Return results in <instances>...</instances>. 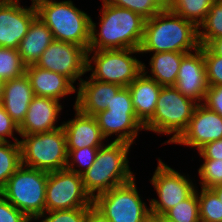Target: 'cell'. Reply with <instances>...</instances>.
Instances as JSON below:
<instances>
[{
    "label": "cell",
    "instance_id": "obj_40",
    "mask_svg": "<svg viewBox=\"0 0 222 222\" xmlns=\"http://www.w3.org/2000/svg\"><path fill=\"white\" fill-rule=\"evenodd\" d=\"M198 152L203 159L222 160V139L205 144Z\"/></svg>",
    "mask_w": 222,
    "mask_h": 222
},
{
    "label": "cell",
    "instance_id": "obj_47",
    "mask_svg": "<svg viewBox=\"0 0 222 222\" xmlns=\"http://www.w3.org/2000/svg\"><path fill=\"white\" fill-rule=\"evenodd\" d=\"M3 91H4V81L0 80V105L2 103Z\"/></svg>",
    "mask_w": 222,
    "mask_h": 222
},
{
    "label": "cell",
    "instance_id": "obj_33",
    "mask_svg": "<svg viewBox=\"0 0 222 222\" xmlns=\"http://www.w3.org/2000/svg\"><path fill=\"white\" fill-rule=\"evenodd\" d=\"M204 162L198 168L200 184L202 188L212 189L222 184V160L203 159Z\"/></svg>",
    "mask_w": 222,
    "mask_h": 222
},
{
    "label": "cell",
    "instance_id": "obj_37",
    "mask_svg": "<svg viewBox=\"0 0 222 222\" xmlns=\"http://www.w3.org/2000/svg\"><path fill=\"white\" fill-rule=\"evenodd\" d=\"M106 110L112 111H135L132 97L128 87H122L112 98Z\"/></svg>",
    "mask_w": 222,
    "mask_h": 222
},
{
    "label": "cell",
    "instance_id": "obj_45",
    "mask_svg": "<svg viewBox=\"0 0 222 222\" xmlns=\"http://www.w3.org/2000/svg\"><path fill=\"white\" fill-rule=\"evenodd\" d=\"M163 8H168L173 0H156Z\"/></svg>",
    "mask_w": 222,
    "mask_h": 222
},
{
    "label": "cell",
    "instance_id": "obj_13",
    "mask_svg": "<svg viewBox=\"0 0 222 222\" xmlns=\"http://www.w3.org/2000/svg\"><path fill=\"white\" fill-rule=\"evenodd\" d=\"M32 1L30 7L20 5V0H0V47L17 49L37 17Z\"/></svg>",
    "mask_w": 222,
    "mask_h": 222
},
{
    "label": "cell",
    "instance_id": "obj_5",
    "mask_svg": "<svg viewBox=\"0 0 222 222\" xmlns=\"http://www.w3.org/2000/svg\"><path fill=\"white\" fill-rule=\"evenodd\" d=\"M48 172L21 165L8 179L0 194L31 221L46 211Z\"/></svg>",
    "mask_w": 222,
    "mask_h": 222
},
{
    "label": "cell",
    "instance_id": "obj_18",
    "mask_svg": "<svg viewBox=\"0 0 222 222\" xmlns=\"http://www.w3.org/2000/svg\"><path fill=\"white\" fill-rule=\"evenodd\" d=\"M89 78L88 81H80L73 106L86 115L95 116L106 110L108 103L122 86Z\"/></svg>",
    "mask_w": 222,
    "mask_h": 222
},
{
    "label": "cell",
    "instance_id": "obj_10",
    "mask_svg": "<svg viewBox=\"0 0 222 222\" xmlns=\"http://www.w3.org/2000/svg\"><path fill=\"white\" fill-rule=\"evenodd\" d=\"M155 188L158 199H149L150 214L164 215L178 203L186 200L195 191L194 183L177 172L159 158L158 166L150 180Z\"/></svg>",
    "mask_w": 222,
    "mask_h": 222
},
{
    "label": "cell",
    "instance_id": "obj_25",
    "mask_svg": "<svg viewBox=\"0 0 222 222\" xmlns=\"http://www.w3.org/2000/svg\"><path fill=\"white\" fill-rule=\"evenodd\" d=\"M216 0H173L168 7L170 11L197 27L205 20L211 6Z\"/></svg>",
    "mask_w": 222,
    "mask_h": 222
},
{
    "label": "cell",
    "instance_id": "obj_2",
    "mask_svg": "<svg viewBox=\"0 0 222 222\" xmlns=\"http://www.w3.org/2000/svg\"><path fill=\"white\" fill-rule=\"evenodd\" d=\"M199 47L198 27L168 8L145 20L140 53H191Z\"/></svg>",
    "mask_w": 222,
    "mask_h": 222
},
{
    "label": "cell",
    "instance_id": "obj_3",
    "mask_svg": "<svg viewBox=\"0 0 222 222\" xmlns=\"http://www.w3.org/2000/svg\"><path fill=\"white\" fill-rule=\"evenodd\" d=\"M130 147L127 142L114 140L99 147L93 165L82 174L84 188L92 199L135 178L129 167Z\"/></svg>",
    "mask_w": 222,
    "mask_h": 222
},
{
    "label": "cell",
    "instance_id": "obj_11",
    "mask_svg": "<svg viewBox=\"0 0 222 222\" xmlns=\"http://www.w3.org/2000/svg\"><path fill=\"white\" fill-rule=\"evenodd\" d=\"M46 211L88 208L93 199L84 188L82 175L67 169L48 173Z\"/></svg>",
    "mask_w": 222,
    "mask_h": 222
},
{
    "label": "cell",
    "instance_id": "obj_41",
    "mask_svg": "<svg viewBox=\"0 0 222 222\" xmlns=\"http://www.w3.org/2000/svg\"><path fill=\"white\" fill-rule=\"evenodd\" d=\"M85 222H110L93 204L88 207Z\"/></svg>",
    "mask_w": 222,
    "mask_h": 222
},
{
    "label": "cell",
    "instance_id": "obj_6",
    "mask_svg": "<svg viewBox=\"0 0 222 222\" xmlns=\"http://www.w3.org/2000/svg\"><path fill=\"white\" fill-rule=\"evenodd\" d=\"M198 103L183 96L174 86H162L155 113L144 125V131L172 135L165 143L175 142L185 131Z\"/></svg>",
    "mask_w": 222,
    "mask_h": 222
},
{
    "label": "cell",
    "instance_id": "obj_23",
    "mask_svg": "<svg viewBox=\"0 0 222 222\" xmlns=\"http://www.w3.org/2000/svg\"><path fill=\"white\" fill-rule=\"evenodd\" d=\"M54 38L48 26L37 16L29 26L27 34L17 48L26 66L36 64L41 54L53 42Z\"/></svg>",
    "mask_w": 222,
    "mask_h": 222
},
{
    "label": "cell",
    "instance_id": "obj_39",
    "mask_svg": "<svg viewBox=\"0 0 222 222\" xmlns=\"http://www.w3.org/2000/svg\"><path fill=\"white\" fill-rule=\"evenodd\" d=\"M203 105L222 116V85L208 87Z\"/></svg>",
    "mask_w": 222,
    "mask_h": 222
},
{
    "label": "cell",
    "instance_id": "obj_30",
    "mask_svg": "<svg viewBox=\"0 0 222 222\" xmlns=\"http://www.w3.org/2000/svg\"><path fill=\"white\" fill-rule=\"evenodd\" d=\"M164 215L177 222H201L197 189L190 197L175 205Z\"/></svg>",
    "mask_w": 222,
    "mask_h": 222
},
{
    "label": "cell",
    "instance_id": "obj_28",
    "mask_svg": "<svg viewBox=\"0 0 222 222\" xmlns=\"http://www.w3.org/2000/svg\"><path fill=\"white\" fill-rule=\"evenodd\" d=\"M197 191L201 222H222V203L212 189ZM200 194V195H199Z\"/></svg>",
    "mask_w": 222,
    "mask_h": 222
},
{
    "label": "cell",
    "instance_id": "obj_27",
    "mask_svg": "<svg viewBox=\"0 0 222 222\" xmlns=\"http://www.w3.org/2000/svg\"><path fill=\"white\" fill-rule=\"evenodd\" d=\"M219 37H222V1L216 0L205 20L198 26L199 45L208 46Z\"/></svg>",
    "mask_w": 222,
    "mask_h": 222
},
{
    "label": "cell",
    "instance_id": "obj_9",
    "mask_svg": "<svg viewBox=\"0 0 222 222\" xmlns=\"http://www.w3.org/2000/svg\"><path fill=\"white\" fill-rule=\"evenodd\" d=\"M135 178L123 185L95 196L93 206L110 222H143L150 207L139 196Z\"/></svg>",
    "mask_w": 222,
    "mask_h": 222
},
{
    "label": "cell",
    "instance_id": "obj_16",
    "mask_svg": "<svg viewBox=\"0 0 222 222\" xmlns=\"http://www.w3.org/2000/svg\"><path fill=\"white\" fill-rule=\"evenodd\" d=\"M58 100L49 97L34 96L29 104L26 116L19 126V136L49 132L63 126H56L62 105Z\"/></svg>",
    "mask_w": 222,
    "mask_h": 222
},
{
    "label": "cell",
    "instance_id": "obj_43",
    "mask_svg": "<svg viewBox=\"0 0 222 222\" xmlns=\"http://www.w3.org/2000/svg\"><path fill=\"white\" fill-rule=\"evenodd\" d=\"M212 190L216 193V195L218 196L220 202L222 203V184L213 187Z\"/></svg>",
    "mask_w": 222,
    "mask_h": 222
},
{
    "label": "cell",
    "instance_id": "obj_15",
    "mask_svg": "<svg viewBox=\"0 0 222 222\" xmlns=\"http://www.w3.org/2000/svg\"><path fill=\"white\" fill-rule=\"evenodd\" d=\"M222 139V116L198 104L185 131L173 142L199 150L205 144Z\"/></svg>",
    "mask_w": 222,
    "mask_h": 222
},
{
    "label": "cell",
    "instance_id": "obj_24",
    "mask_svg": "<svg viewBox=\"0 0 222 222\" xmlns=\"http://www.w3.org/2000/svg\"><path fill=\"white\" fill-rule=\"evenodd\" d=\"M186 54L168 51L153 53L149 61L152 75L147 76L154 79L161 86H173L177 80L181 60Z\"/></svg>",
    "mask_w": 222,
    "mask_h": 222
},
{
    "label": "cell",
    "instance_id": "obj_38",
    "mask_svg": "<svg viewBox=\"0 0 222 222\" xmlns=\"http://www.w3.org/2000/svg\"><path fill=\"white\" fill-rule=\"evenodd\" d=\"M14 132L20 134L19 126L13 121L6 110L0 105V141H9L7 138L10 137L13 138L14 142L20 141L13 136Z\"/></svg>",
    "mask_w": 222,
    "mask_h": 222
},
{
    "label": "cell",
    "instance_id": "obj_21",
    "mask_svg": "<svg viewBox=\"0 0 222 222\" xmlns=\"http://www.w3.org/2000/svg\"><path fill=\"white\" fill-rule=\"evenodd\" d=\"M33 93L35 96L49 97L60 101L68 94L76 92L74 83L66 76L45 70L35 64L26 66Z\"/></svg>",
    "mask_w": 222,
    "mask_h": 222
},
{
    "label": "cell",
    "instance_id": "obj_26",
    "mask_svg": "<svg viewBox=\"0 0 222 222\" xmlns=\"http://www.w3.org/2000/svg\"><path fill=\"white\" fill-rule=\"evenodd\" d=\"M21 166L20 142L0 141V191Z\"/></svg>",
    "mask_w": 222,
    "mask_h": 222
},
{
    "label": "cell",
    "instance_id": "obj_32",
    "mask_svg": "<svg viewBox=\"0 0 222 222\" xmlns=\"http://www.w3.org/2000/svg\"><path fill=\"white\" fill-rule=\"evenodd\" d=\"M116 7L129 9L143 18H152L164 8L156 0H105Z\"/></svg>",
    "mask_w": 222,
    "mask_h": 222
},
{
    "label": "cell",
    "instance_id": "obj_42",
    "mask_svg": "<svg viewBox=\"0 0 222 222\" xmlns=\"http://www.w3.org/2000/svg\"><path fill=\"white\" fill-rule=\"evenodd\" d=\"M208 47L217 55L222 56V37L213 40Z\"/></svg>",
    "mask_w": 222,
    "mask_h": 222
},
{
    "label": "cell",
    "instance_id": "obj_34",
    "mask_svg": "<svg viewBox=\"0 0 222 222\" xmlns=\"http://www.w3.org/2000/svg\"><path fill=\"white\" fill-rule=\"evenodd\" d=\"M204 62L208 86L222 85V56L204 46Z\"/></svg>",
    "mask_w": 222,
    "mask_h": 222
},
{
    "label": "cell",
    "instance_id": "obj_46",
    "mask_svg": "<svg viewBox=\"0 0 222 222\" xmlns=\"http://www.w3.org/2000/svg\"><path fill=\"white\" fill-rule=\"evenodd\" d=\"M160 222H177L172 219L167 218L165 215H159Z\"/></svg>",
    "mask_w": 222,
    "mask_h": 222
},
{
    "label": "cell",
    "instance_id": "obj_29",
    "mask_svg": "<svg viewBox=\"0 0 222 222\" xmlns=\"http://www.w3.org/2000/svg\"><path fill=\"white\" fill-rule=\"evenodd\" d=\"M23 63L17 49L0 47V80L6 81L25 74Z\"/></svg>",
    "mask_w": 222,
    "mask_h": 222
},
{
    "label": "cell",
    "instance_id": "obj_36",
    "mask_svg": "<svg viewBox=\"0 0 222 222\" xmlns=\"http://www.w3.org/2000/svg\"><path fill=\"white\" fill-rule=\"evenodd\" d=\"M23 212L14 207L0 194V222H29Z\"/></svg>",
    "mask_w": 222,
    "mask_h": 222
},
{
    "label": "cell",
    "instance_id": "obj_22",
    "mask_svg": "<svg viewBox=\"0 0 222 222\" xmlns=\"http://www.w3.org/2000/svg\"><path fill=\"white\" fill-rule=\"evenodd\" d=\"M34 96L31 82L25 73L18 78L4 81L1 106L20 126Z\"/></svg>",
    "mask_w": 222,
    "mask_h": 222
},
{
    "label": "cell",
    "instance_id": "obj_12",
    "mask_svg": "<svg viewBox=\"0 0 222 222\" xmlns=\"http://www.w3.org/2000/svg\"><path fill=\"white\" fill-rule=\"evenodd\" d=\"M36 66L62 74L73 83L87 72V50L77 44L53 40L41 54Z\"/></svg>",
    "mask_w": 222,
    "mask_h": 222
},
{
    "label": "cell",
    "instance_id": "obj_1",
    "mask_svg": "<svg viewBox=\"0 0 222 222\" xmlns=\"http://www.w3.org/2000/svg\"><path fill=\"white\" fill-rule=\"evenodd\" d=\"M100 32L91 19L88 50L139 49L144 32L145 18L129 9L111 5L102 0Z\"/></svg>",
    "mask_w": 222,
    "mask_h": 222
},
{
    "label": "cell",
    "instance_id": "obj_20",
    "mask_svg": "<svg viewBox=\"0 0 222 222\" xmlns=\"http://www.w3.org/2000/svg\"><path fill=\"white\" fill-rule=\"evenodd\" d=\"M146 65L142 63V73L127 87L132 97L137 119L145 125L154 115L158 95L162 86L147 76Z\"/></svg>",
    "mask_w": 222,
    "mask_h": 222
},
{
    "label": "cell",
    "instance_id": "obj_31",
    "mask_svg": "<svg viewBox=\"0 0 222 222\" xmlns=\"http://www.w3.org/2000/svg\"><path fill=\"white\" fill-rule=\"evenodd\" d=\"M98 149L99 147H84L81 149L67 150L68 155L65 169L79 175L84 174L93 165ZM76 167L80 168L76 169Z\"/></svg>",
    "mask_w": 222,
    "mask_h": 222
},
{
    "label": "cell",
    "instance_id": "obj_8",
    "mask_svg": "<svg viewBox=\"0 0 222 222\" xmlns=\"http://www.w3.org/2000/svg\"><path fill=\"white\" fill-rule=\"evenodd\" d=\"M135 53L139 49L88 50L87 72L92 71V79L127 87L142 73V62L132 57Z\"/></svg>",
    "mask_w": 222,
    "mask_h": 222
},
{
    "label": "cell",
    "instance_id": "obj_4",
    "mask_svg": "<svg viewBox=\"0 0 222 222\" xmlns=\"http://www.w3.org/2000/svg\"><path fill=\"white\" fill-rule=\"evenodd\" d=\"M37 16L51 30L54 40L70 42L88 51L91 17L71 0H33Z\"/></svg>",
    "mask_w": 222,
    "mask_h": 222
},
{
    "label": "cell",
    "instance_id": "obj_14",
    "mask_svg": "<svg viewBox=\"0 0 222 222\" xmlns=\"http://www.w3.org/2000/svg\"><path fill=\"white\" fill-rule=\"evenodd\" d=\"M183 96L203 104L208 90L204 62V46L187 53L181 60L176 83L173 85Z\"/></svg>",
    "mask_w": 222,
    "mask_h": 222
},
{
    "label": "cell",
    "instance_id": "obj_44",
    "mask_svg": "<svg viewBox=\"0 0 222 222\" xmlns=\"http://www.w3.org/2000/svg\"><path fill=\"white\" fill-rule=\"evenodd\" d=\"M143 222H160V218L157 215L149 214Z\"/></svg>",
    "mask_w": 222,
    "mask_h": 222
},
{
    "label": "cell",
    "instance_id": "obj_17",
    "mask_svg": "<svg viewBox=\"0 0 222 222\" xmlns=\"http://www.w3.org/2000/svg\"><path fill=\"white\" fill-rule=\"evenodd\" d=\"M75 118L63 122L66 135L67 150L81 149L84 147H100L106 138L103 136L96 118L82 113L74 107ZM104 140V141H103Z\"/></svg>",
    "mask_w": 222,
    "mask_h": 222
},
{
    "label": "cell",
    "instance_id": "obj_19",
    "mask_svg": "<svg viewBox=\"0 0 222 222\" xmlns=\"http://www.w3.org/2000/svg\"><path fill=\"white\" fill-rule=\"evenodd\" d=\"M105 138L117 135L114 141L133 144L138 132L144 130V125L137 119L135 111L105 110L94 116Z\"/></svg>",
    "mask_w": 222,
    "mask_h": 222
},
{
    "label": "cell",
    "instance_id": "obj_35",
    "mask_svg": "<svg viewBox=\"0 0 222 222\" xmlns=\"http://www.w3.org/2000/svg\"><path fill=\"white\" fill-rule=\"evenodd\" d=\"M87 212L88 208L45 211L36 220L42 218L41 222H85Z\"/></svg>",
    "mask_w": 222,
    "mask_h": 222
},
{
    "label": "cell",
    "instance_id": "obj_7",
    "mask_svg": "<svg viewBox=\"0 0 222 222\" xmlns=\"http://www.w3.org/2000/svg\"><path fill=\"white\" fill-rule=\"evenodd\" d=\"M21 136V165L48 173L66 168L68 152L62 127L49 132Z\"/></svg>",
    "mask_w": 222,
    "mask_h": 222
}]
</instances>
